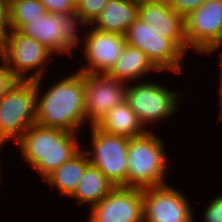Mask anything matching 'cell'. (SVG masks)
<instances>
[{
    "label": "cell",
    "mask_w": 222,
    "mask_h": 222,
    "mask_svg": "<svg viewBox=\"0 0 222 222\" xmlns=\"http://www.w3.org/2000/svg\"><path fill=\"white\" fill-rule=\"evenodd\" d=\"M151 71L160 72L144 52L126 44L120 58L107 75L128 84V81L133 80L134 83L135 79L139 80Z\"/></svg>",
    "instance_id": "ac0fdd59"
},
{
    "label": "cell",
    "mask_w": 222,
    "mask_h": 222,
    "mask_svg": "<svg viewBox=\"0 0 222 222\" xmlns=\"http://www.w3.org/2000/svg\"><path fill=\"white\" fill-rule=\"evenodd\" d=\"M52 54L46 46L19 30H8L0 40V56L16 80L42 78L46 63L54 56ZM29 71L34 73L27 76Z\"/></svg>",
    "instance_id": "5b68a950"
},
{
    "label": "cell",
    "mask_w": 222,
    "mask_h": 222,
    "mask_svg": "<svg viewBox=\"0 0 222 222\" xmlns=\"http://www.w3.org/2000/svg\"><path fill=\"white\" fill-rule=\"evenodd\" d=\"M126 43L140 49L160 71L181 74L182 60L187 53L173 40L162 37L140 18L125 33Z\"/></svg>",
    "instance_id": "ba28073f"
},
{
    "label": "cell",
    "mask_w": 222,
    "mask_h": 222,
    "mask_svg": "<svg viewBox=\"0 0 222 222\" xmlns=\"http://www.w3.org/2000/svg\"><path fill=\"white\" fill-rule=\"evenodd\" d=\"M36 82L16 80L0 98V147L36 123Z\"/></svg>",
    "instance_id": "277c9868"
},
{
    "label": "cell",
    "mask_w": 222,
    "mask_h": 222,
    "mask_svg": "<svg viewBox=\"0 0 222 222\" xmlns=\"http://www.w3.org/2000/svg\"><path fill=\"white\" fill-rule=\"evenodd\" d=\"M204 222H222V195H217L203 211Z\"/></svg>",
    "instance_id": "603a6c76"
},
{
    "label": "cell",
    "mask_w": 222,
    "mask_h": 222,
    "mask_svg": "<svg viewBox=\"0 0 222 222\" xmlns=\"http://www.w3.org/2000/svg\"><path fill=\"white\" fill-rule=\"evenodd\" d=\"M89 164L86 153L81 149L69 161L49 174L45 180L50 187H56L60 195L71 197Z\"/></svg>",
    "instance_id": "d6986e66"
},
{
    "label": "cell",
    "mask_w": 222,
    "mask_h": 222,
    "mask_svg": "<svg viewBox=\"0 0 222 222\" xmlns=\"http://www.w3.org/2000/svg\"><path fill=\"white\" fill-rule=\"evenodd\" d=\"M89 209L88 222H143V189L115 187Z\"/></svg>",
    "instance_id": "7c38bea8"
},
{
    "label": "cell",
    "mask_w": 222,
    "mask_h": 222,
    "mask_svg": "<svg viewBox=\"0 0 222 222\" xmlns=\"http://www.w3.org/2000/svg\"><path fill=\"white\" fill-rule=\"evenodd\" d=\"M139 18V0H109L92 23L99 31L125 35Z\"/></svg>",
    "instance_id": "2e32d148"
},
{
    "label": "cell",
    "mask_w": 222,
    "mask_h": 222,
    "mask_svg": "<svg viewBox=\"0 0 222 222\" xmlns=\"http://www.w3.org/2000/svg\"><path fill=\"white\" fill-rule=\"evenodd\" d=\"M47 13L39 0H12L8 3V28L19 30L27 21L41 19Z\"/></svg>",
    "instance_id": "44dd1931"
},
{
    "label": "cell",
    "mask_w": 222,
    "mask_h": 222,
    "mask_svg": "<svg viewBox=\"0 0 222 222\" xmlns=\"http://www.w3.org/2000/svg\"><path fill=\"white\" fill-rule=\"evenodd\" d=\"M219 61H220V70H221V71H220V72H221V73H220V78H219V79H220V80H219V81H220V82H219L220 84H219V91H218V92H219V95H218V96L220 97V98H219V100H220V107H221L219 120H222V54H220V60H219Z\"/></svg>",
    "instance_id": "83f0119b"
},
{
    "label": "cell",
    "mask_w": 222,
    "mask_h": 222,
    "mask_svg": "<svg viewBox=\"0 0 222 222\" xmlns=\"http://www.w3.org/2000/svg\"><path fill=\"white\" fill-rule=\"evenodd\" d=\"M184 25L187 51L205 55L218 51L222 47V0H205L184 17Z\"/></svg>",
    "instance_id": "30bf717a"
},
{
    "label": "cell",
    "mask_w": 222,
    "mask_h": 222,
    "mask_svg": "<svg viewBox=\"0 0 222 222\" xmlns=\"http://www.w3.org/2000/svg\"><path fill=\"white\" fill-rule=\"evenodd\" d=\"M48 13L69 14L75 12V4L71 0H39Z\"/></svg>",
    "instance_id": "cb8c5ba5"
},
{
    "label": "cell",
    "mask_w": 222,
    "mask_h": 222,
    "mask_svg": "<svg viewBox=\"0 0 222 222\" xmlns=\"http://www.w3.org/2000/svg\"><path fill=\"white\" fill-rule=\"evenodd\" d=\"M0 149H1V147H0ZM1 164H2V163H0V169H1ZM1 175H2V173H1V170H0V178H1Z\"/></svg>",
    "instance_id": "4dcf8cb0"
},
{
    "label": "cell",
    "mask_w": 222,
    "mask_h": 222,
    "mask_svg": "<svg viewBox=\"0 0 222 222\" xmlns=\"http://www.w3.org/2000/svg\"><path fill=\"white\" fill-rule=\"evenodd\" d=\"M205 0H172L170 6L179 15L186 17L196 10Z\"/></svg>",
    "instance_id": "d4e9b609"
},
{
    "label": "cell",
    "mask_w": 222,
    "mask_h": 222,
    "mask_svg": "<svg viewBox=\"0 0 222 222\" xmlns=\"http://www.w3.org/2000/svg\"><path fill=\"white\" fill-rule=\"evenodd\" d=\"M95 126L105 133L127 138L139 137L149 131L126 101L109 110Z\"/></svg>",
    "instance_id": "e0dca14e"
},
{
    "label": "cell",
    "mask_w": 222,
    "mask_h": 222,
    "mask_svg": "<svg viewBox=\"0 0 222 222\" xmlns=\"http://www.w3.org/2000/svg\"><path fill=\"white\" fill-rule=\"evenodd\" d=\"M43 78L35 80L37 90L36 123L43 127L79 133L86 120L84 74L74 72L59 79L42 94ZM41 95V96H40Z\"/></svg>",
    "instance_id": "6da1fadb"
},
{
    "label": "cell",
    "mask_w": 222,
    "mask_h": 222,
    "mask_svg": "<svg viewBox=\"0 0 222 222\" xmlns=\"http://www.w3.org/2000/svg\"><path fill=\"white\" fill-rule=\"evenodd\" d=\"M109 0H80L75 12L86 26L91 25Z\"/></svg>",
    "instance_id": "7402d4cb"
},
{
    "label": "cell",
    "mask_w": 222,
    "mask_h": 222,
    "mask_svg": "<svg viewBox=\"0 0 222 222\" xmlns=\"http://www.w3.org/2000/svg\"><path fill=\"white\" fill-rule=\"evenodd\" d=\"M146 1H151V2H163V3H168V4H170L172 0H146Z\"/></svg>",
    "instance_id": "f1b7e54d"
},
{
    "label": "cell",
    "mask_w": 222,
    "mask_h": 222,
    "mask_svg": "<svg viewBox=\"0 0 222 222\" xmlns=\"http://www.w3.org/2000/svg\"><path fill=\"white\" fill-rule=\"evenodd\" d=\"M78 134L31 125L17 141L22 157L45 179L80 150Z\"/></svg>",
    "instance_id": "7a4b0ae2"
},
{
    "label": "cell",
    "mask_w": 222,
    "mask_h": 222,
    "mask_svg": "<svg viewBox=\"0 0 222 222\" xmlns=\"http://www.w3.org/2000/svg\"><path fill=\"white\" fill-rule=\"evenodd\" d=\"M84 26V22L76 12L47 13L41 19L27 21L19 31L25 36L32 37L53 53L69 54L79 46L80 36L77 27Z\"/></svg>",
    "instance_id": "8992f818"
},
{
    "label": "cell",
    "mask_w": 222,
    "mask_h": 222,
    "mask_svg": "<svg viewBox=\"0 0 222 222\" xmlns=\"http://www.w3.org/2000/svg\"><path fill=\"white\" fill-rule=\"evenodd\" d=\"M86 32L83 37L84 42L82 41L86 65L78 71L83 74H107L116 64L127 44L125 35L103 32L93 27Z\"/></svg>",
    "instance_id": "5bb4252c"
},
{
    "label": "cell",
    "mask_w": 222,
    "mask_h": 222,
    "mask_svg": "<svg viewBox=\"0 0 222 222\" xmlns=\"http://www.w3.org/2000/svg\"><path fill=\"white\" fill-rule=\"evenodd\" d=\"M191 204L167 185L143 189V222H194Z\"/></svg>",
    "instance_id": "8fae6325"
},
{
    "label": "cell",
    "mask_w": 222,
    "mask_h": 222,
    "mask_svg": "<svg viewBox=\"0 0 222 222\" xmlns=\"http://www.w3.org/2000/svg\"><path fill=\"white\" fill-rule=\"evenodd\" d=\"M1 58L0 65V98L5 92L15 83L16 79L13 77L11 71L7 68L5 61Z\"/></svg>",
    "instance_id": "484cf974"
},
{
    "label": "cell",
    "mask_w": 222,
    "mask_h": 222,
    "mask_svg": "<svg viewBox=\"0 0 222 222\" xmlns=\"http://www.w3.org/2000/svg\"><path fill=\"white\" fill-rule=\"evenodd\" d=\"M74 4H75V6H76V4L80 1V0H71Z\"/></svg>",
    "instance_id": "f546056e"
},
{
    "label": "cell",
    "mask_w": 222,
    "mask_h": 222,
    "mask_svg": "<svg viewBox=\"0 0 222 222\" xmlns=\"http://www.w3.org/2000/svg\"><path fill=\"white\" fill-rule=\"evenodd\" d=\"M139 18L151 24L158 35L173 39L187 52L184 17L175 12L170 4L139 0Z\"/></svg>",
    "instance_id": "9a60e30c"
},
{
    "label": "cell",
    "mask_w": 222,
    "mask_h": 222,
    "mask_svg": "<svg viewBox=\"0 0 222 222\" xmlns=\"http://www.w3.org/2000/svg\"><path fill=\"white\" fill-rule=\"evenodd\" d=\"M114 188L115 186L98 168L89 164L71 198L76 199L79 205L88 203L91 208L107 196Z\"/></svg>",
    "instance_id": "ffe728a7"
},
{
    "label": "cell",
    "mask_w": 222,
    "mask_h": 222,
    "mask_svg": "<svg viewBox=\"0 0 222 222\" xmlns=\"http://www.w3.org/2000/svg\"><path fill=\"white\" fill-rule=\"evenodd\" d=\"M127 85L100 73L84 74L85 111L89 125H96L113 107L125 101Z\"/></svg>",
    "instance_id": "4fadbf2b"
},
{
    "label": "cell",
    "mask_w": 222,
    "mask_h": 222,
    "mask_svg": "<svg viewBox=\"0 0 222 222\" xmlns=\"http://www.w3.org/2000/svg\"><path fill=\"white\" fill-rule=\"evenodd\" d=\"M139 83L127 86L125 101L137 114L144 127L148 123L152 125L154 122H161L179 110V99L184 94L170 91L161 83H153L150 80Z\"/></svg>",
    "instance_id": "9c48e42d"
},
{
    "label": "cell",
    "mask_w": 222,
    "mask_h": 222,
    "mask_svg": "<svg viewBox=\"0 0 222 222\" xmlns=\"http://www.w3.org/2000/svg\"><path fill=\"white\" fill-rule=\"evenodd\" d=\"M8 30V3L5 0H0V40Z\"/></svg>",
    "instance_id": "4316f807"
},
{
    "label": "cell",
    "mask_w": 222,
    "mask_h": 222,
    "mask_svg": "<svg viewBox=\"0 0 222 222\" xmlns=\"http://www.w3.org/2000/svg\"><path fill=\"white\" fill-rule=\"evenodd\" d=\"M92 149L83 150L90 164L98 168L115 187H127L129 138L105 133L91 125Z\"/></svg>",
    "instance_id": "52a82bcc"
},
{
    "label": "cell",
    "mask_w": 222,
    "mask_h": 222,
    "mask_svg": "<svg viewBox=\"0 0 222 222\" xmlns=\"http://www.w3.org/2000/svg\"><path fill=\"white\" fill-rule=\"evenodd\" d=\"M151 132L129 138L127 187L144 189L168 184L165 179L168 156L162 139Z\"/></svg>",
    "instance_id": "3957f363"
}]
</instances>
